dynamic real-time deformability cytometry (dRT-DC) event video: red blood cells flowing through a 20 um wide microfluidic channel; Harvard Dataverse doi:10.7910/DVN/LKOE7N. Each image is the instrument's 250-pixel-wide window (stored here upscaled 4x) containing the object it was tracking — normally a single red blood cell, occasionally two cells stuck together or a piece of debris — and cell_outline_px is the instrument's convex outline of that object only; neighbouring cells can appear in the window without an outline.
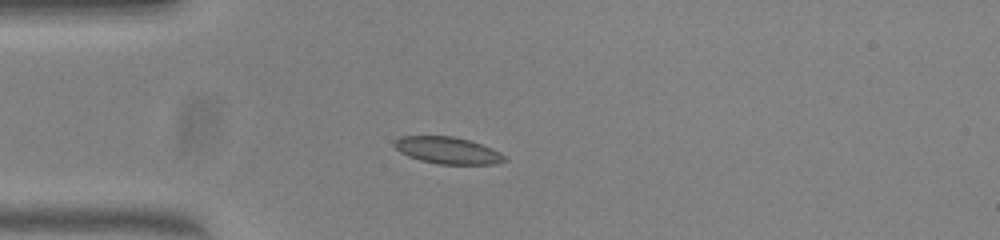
{"species": "common noctule bat (a hibernating species)", "species_latin": "Nyctalus noctula", "temperature_condition": "warm", "stored_images_in_passage": 40, "camera_frame_rate_fps": 3000, "um_per_image_px": 0.085, "animal": {"sex": "female", "body_mass_g": 23.0, "forearm_length_mm": 53.4}, "frame": {"image": 1, "passage_image": 1, "time_ms": 0.0, "image_size_px": [1000, 240], "cell_outline_px": [[508, 160], [496, 164], [440, 164], [420, 160], [408, 156], [400, 152], [392, 144], [400, 136], [452, 136], [468, 140], [492, 148], [500, 152]], "centroid_in_image_um": [38.05, 12.78], "position_along_channel_um": 47.0, "area_um2": 17.17}}
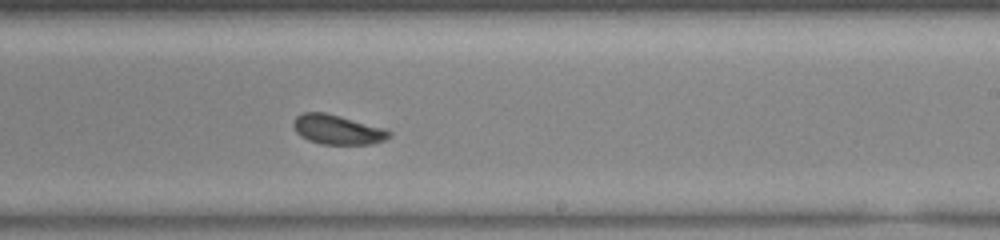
{"frame": {"image": 2, "passage_image": 19, "time_ms": 6.0, "image_size_px": [1000, 240], "cell_outline_px": [[392, 136], [384, 140], [372, 144], [320, 144], [308, 140], [300, 136], [296, 132], [292, 124], [296, 116], [304, 112], [324, 112], [388, 128], [392, 132]], "centroid_in_image_um": [28.72, 11.02], "position_along_channel_um": 260.3, "area_um2": 16.76}}
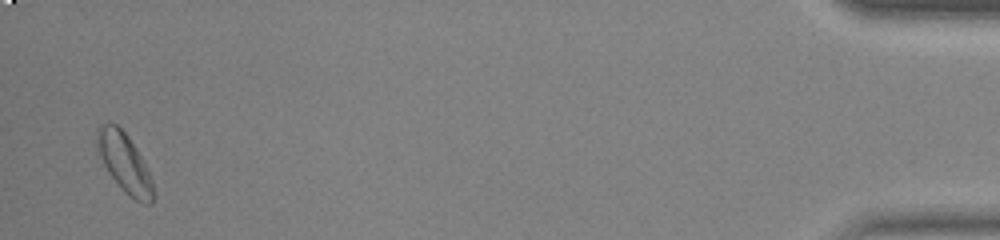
{"frame": {"image": 3, "passage_image": 39, "time_ms": 12.667, "image_size_px": [1000, 240], "cell_outline_px": [[152, 204], [144, 204], [128, 196], [124, 192], [108, 172], [104, 164], [100, 152], [96, 128], [100, 124], [116, 124], [128, 136], [136, 148], [152, 180]], "centroid_in_image_um": [10.59, 13.86], "position_along_channel_um": 424.6, "area_um2": 18.61}, "authors_computed_cell_mechanics": {"area_um2": 16.7909, "velocity_mm_per_s": 3.8097, "shape_relaxation_time_tau1_ms": 1.854, "shape_relaxation_time_tau2_ms": 1.6909, "deformation_change_tau1": 0.0846, "deformation_change_tau2": 0.0562}}